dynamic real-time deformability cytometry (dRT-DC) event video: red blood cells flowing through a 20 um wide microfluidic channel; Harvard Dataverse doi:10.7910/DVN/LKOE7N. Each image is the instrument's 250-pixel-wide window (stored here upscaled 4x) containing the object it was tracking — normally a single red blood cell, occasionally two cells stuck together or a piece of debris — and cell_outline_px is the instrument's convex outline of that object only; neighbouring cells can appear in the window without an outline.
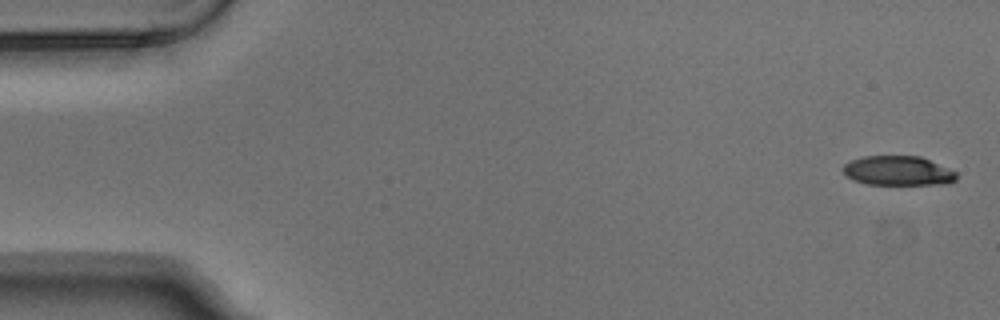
{"species": "Egyptian fruit bat (a non-hibernating species)", "species_latin": "Rousettus aegyptiacus", "temperature_condition": "warm", "stored_images_in_passage": 4, "camera_frame_rate_fps": 3000, "um_per_image_px": 0.085, "animal": {"sex": "male"}, "frame": {"image": 1, "passage_image": 1, "time_ms": 0.0, "image_size_px": [1000, 320], "cell_outline_px": [[956, 180], [948, 184], [868, 184], [852, 180], [840, 168], [844, 164], [852, 160], [864, 156], [920, 156], [948, 168], [956, 172]], "centroid_in_image_um": [76.32, 14.51], "position_along_channel_um": 8.7, "area_um2": 19.42}}
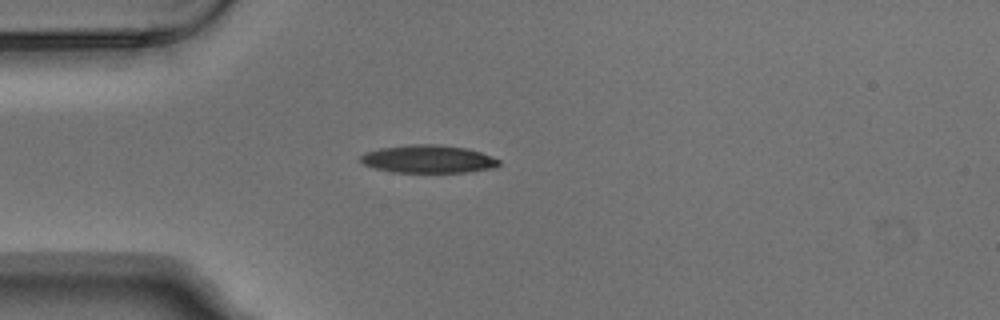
{"frame": {"image": 2, "passage_image": 4, "time_ms": 1.0, "image_size_px": [1000, 320], "cell_outline_px": [[500, 164], [496, 168], [464, 172], [392, 172], [376, 168], [364, 164], [360, 160], [360, 156], [364, 152], [380, 148], [408, 144], [440, 144], [468, 148], [480, 152], [500, 160]], "centroid_in_image_um": [36.4, 13.51], "position_along_channel_um": 48.6, "area_um2": 22.6}}